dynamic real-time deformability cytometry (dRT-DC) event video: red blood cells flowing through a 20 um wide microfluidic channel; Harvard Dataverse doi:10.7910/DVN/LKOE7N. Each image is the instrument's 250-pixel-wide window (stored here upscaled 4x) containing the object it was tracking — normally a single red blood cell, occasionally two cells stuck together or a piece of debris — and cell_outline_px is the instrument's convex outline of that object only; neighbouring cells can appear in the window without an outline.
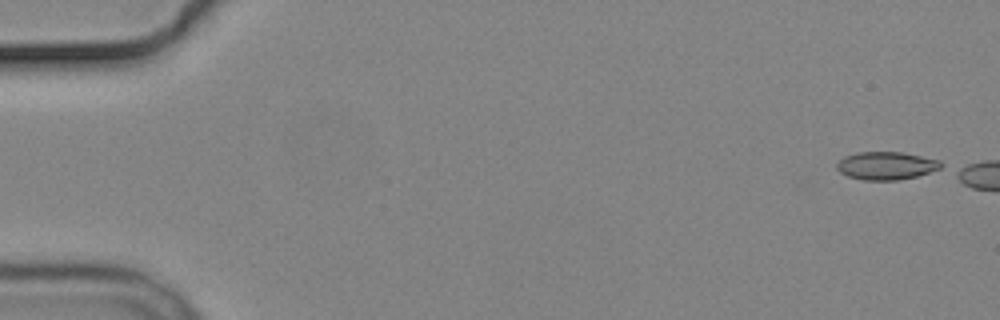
{"species": "common noctule bat (a hibernating species)", "species_latin": "Nyctalus noctula", "temperature_condition": "cold", "stored_images_in_passage": 7, "camera_frame_rate_fps": 3000, "um_per_image_px": 0.085, "animal": {"sex": "male", "body_mass_g": 19.2, "forearm_length_mm": 51.8}, "frame": {"image": 1, "passage_image": 1, "time_ms": 0.0, "image_size_px": [1000, 320], "cell_outline_px": [[940, 168], [916, 176], [900, 180], [864, 180], [848, 176], [840, 172], [836, 168], [836, 164], [844, 156], [856, 152], [900, 152], [940, 160]], "centroid_in_image_um": [75.27, 14.08], "position_along_channel_um": 9.7, "area_um2": 16.76}}